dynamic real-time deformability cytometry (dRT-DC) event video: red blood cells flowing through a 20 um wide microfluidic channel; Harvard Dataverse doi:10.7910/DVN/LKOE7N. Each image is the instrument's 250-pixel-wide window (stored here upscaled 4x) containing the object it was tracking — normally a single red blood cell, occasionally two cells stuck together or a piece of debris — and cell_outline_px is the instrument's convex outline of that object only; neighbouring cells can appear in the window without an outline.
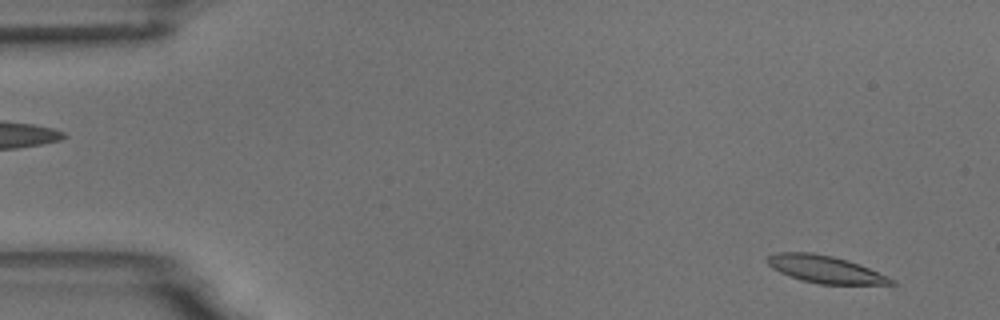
{"species": "common noctule bat (a hibernating species)", "species_latin": "Nyctalus noctula", "temperature_condition": "room temperature", "stored_images_in_passage": 5, "segment_of_instrument_passage": [2, 2], "camera_frame_rate_fps": 3000, "um_per_image_px": 0.085, "animal": {"sex": "male", "body_mass_g": 18.8}, "frame": {"image": 1, "passage_image": 5, "time_ms": 4.667, "image_size_px": [1000, 320], "cell_outline_px": [[896, 284], [820, 284], [788, 276], [772, 268], [764, 260], [768, 256], [776, 252], [812, 252], [832, 256], [848, 260], [860, 264], [896, 280]], "centroid_in_image_um": [70.12, 22.88], "position_along_channel_um": 14.9, "area_um2": 19.71}}